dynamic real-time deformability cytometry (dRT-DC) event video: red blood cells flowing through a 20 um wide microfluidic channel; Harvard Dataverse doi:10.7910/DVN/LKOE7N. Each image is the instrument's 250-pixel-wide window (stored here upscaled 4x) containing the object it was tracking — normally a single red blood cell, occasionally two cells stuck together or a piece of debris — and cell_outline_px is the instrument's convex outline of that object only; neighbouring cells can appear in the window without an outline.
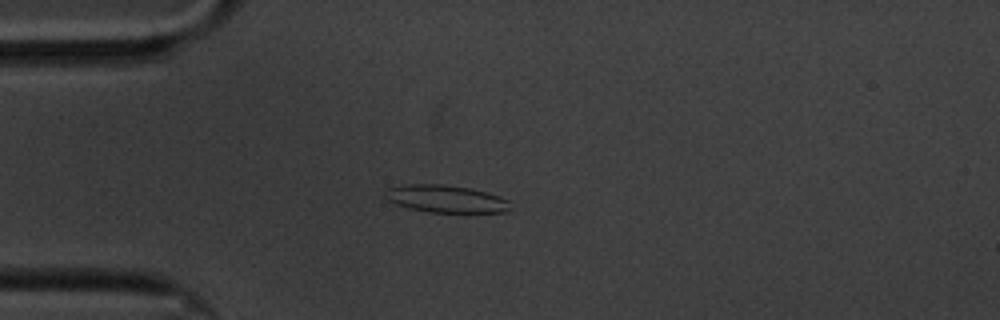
{"species": "common noctule bat (a hibernating species)", "species_latin": "Nyctalus noctula", "temperature_condition": "cold", "stored_images_in_passage": 58, "camera_frame_rate_fps": 3000, "um_per_image_px": 0.085, "animal": {"sex": "male", "body_mass_g": 20.1, "forearm_length_mm": 53.5}, "frame": {"image": 1, "passage_image": 14, "time_ms": 4.333, "image_size_px": [1000, 320], "cell_outline_px": [[508, 212], [428, 212], [408, 208], [396, 204], [388, 200], [384, 196], [388, 188], [408, 184], [444, 184], [468, 188], [484, 192], [508, 200]], "centroid_in_image_um": [37.84, 16.9], "position_along_channel_um": 47.2, "area_um2": 19.65}}
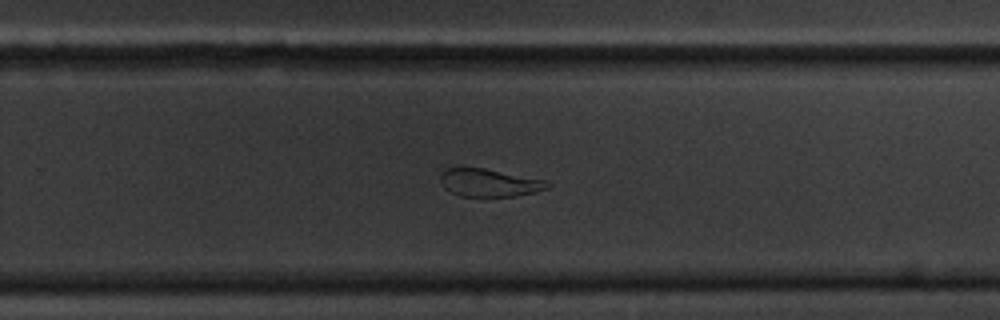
{"frame": {"image": 2, "passage_image": 37, "time_ms": 12.0, "image_size_px": [1000, 320], "cell_outline_px": [[552, 184], [548, 188], [536, 192], [516, 196], [460, 196], [444, 188], [440, 180], [440, 176], [444, 168], [484, 168], [544, 180]], "centroid_in_image_um": [41.58, 15.53], "position_along_channel_um": 288.2, "area_um2": 17.22}}
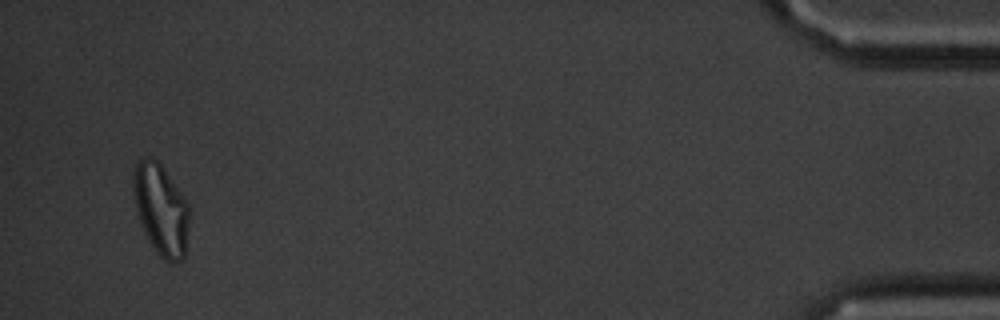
{"frame": {"image": 3, "passage_image": 56, "time_ms": 18.333, "image_size_px": [1000, 320], "cell_outline_px": [[188, 228], [184, 256], [176, 264], [168, 264], [156, 252], [148, 240], [144, 232], [136, 208], [132, 188], [132, 168], [144, 156], [152, 156], [164, 168], [184, 196], [188, 204]], "centroid_in_image_um": [13.66, 17.79], "position_along_channel_um": 421.5, "area_um2": 29.94}, "authors_computed_cell_mechanics": {"area_um2": 20.6635, "velocity_mm_per_s": 3.3412, "shape_relaxation_time_tau1_ms": null, "shape_relaxation_time_tau2_ms": 2.1764, "deformation_change_tau1": null, "deformation_change_tau2": 0.0921}}